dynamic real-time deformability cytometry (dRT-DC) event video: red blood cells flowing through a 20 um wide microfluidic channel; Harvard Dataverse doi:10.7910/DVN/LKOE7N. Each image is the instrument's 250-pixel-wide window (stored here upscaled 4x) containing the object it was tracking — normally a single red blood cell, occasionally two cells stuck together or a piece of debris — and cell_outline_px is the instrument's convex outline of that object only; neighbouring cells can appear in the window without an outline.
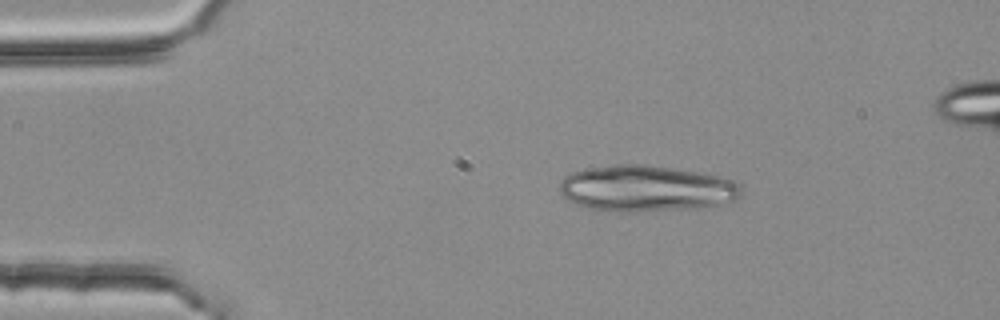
{"species": "common noctule bat (a hibernating species)", "species_latin": "Nyctalus noctula", "temperature_condition": "room temperature", "stored_images_in_passage": 3, "camera_frame_rate_fps": 3000, "um_per_image_px": 0.085, "animal": {"sex": "female", "body_mass_g": 25.1}, "frame": {"image": 1, "passage_image": 1, "time_ms": 0.0, "image_size_px": [1000, 320], "cell_outline_px": [[740, 196], [736, 200], [696, 208], [636, 212], [616, 212], [588, 208], [568, 200], [560, 192], [560, 184], [572, 172], [588, 168], [612, 164], [644, 164], [704, 172], [724, 176], [740, 184]], "centroid_in_image_um": [54.96, 16.01], "position_along_channel_um": 30.0, "area_um2": 49.07}}